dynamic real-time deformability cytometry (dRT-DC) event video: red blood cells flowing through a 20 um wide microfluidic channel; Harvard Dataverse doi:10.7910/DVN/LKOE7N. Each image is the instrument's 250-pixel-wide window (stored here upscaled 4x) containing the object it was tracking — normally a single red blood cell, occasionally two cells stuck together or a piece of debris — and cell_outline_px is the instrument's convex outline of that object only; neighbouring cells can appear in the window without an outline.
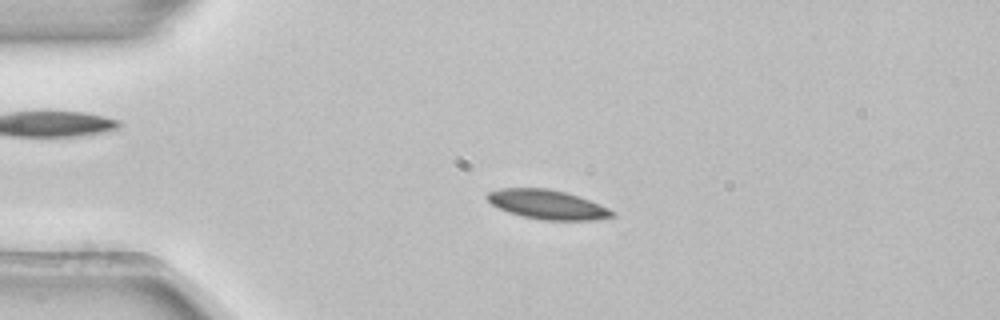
{"species": "common noctule bat (a hibernating species)", "species_latin": "Nyctalus noctula", "temperature_condition": "room temperature", "stored_images_in_passage": 50, "camera_frame_rate_fps": 3000, "um_per_image_px": 0.085, "animal": {"sex": "female", "body_mass_g": 22.7, "forearm_length_mm": 54.2}, "frame": {"image": 1, "passage_image": 12, "time_ms": 3.667, "image_size_px": [1000, 320], "cell_outline_px": [[616, 216], [592, 220], [544, 220], [524, 216], [508, 212], [492, 204], [484, 196], [488, 192], [500, 188], [548, 188], [564, 192], [588, 200], [608, 208], [616, 212]], "centroid_in_image_um": [46.51, 17.38], "position_along_channel_um": 38.5, "area_um2": 21.1}}
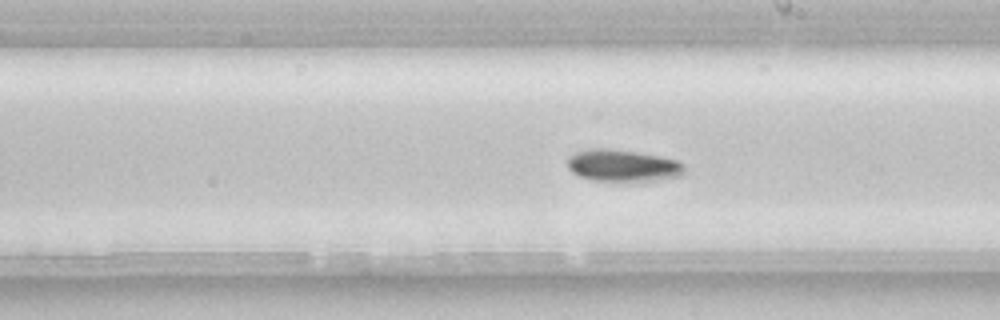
{"frame": {"image": 2, "passage_image": 30, "time_ms": 9.667, "image_size_px": [1000, 320], "cell_outline_px": [[684, 172], [680, 176], [656, 180], [592, 180], [580, 176], [572, 172], [568, 168], [568, 156], [576, 152], [592, 148], [608, 148], [636, 152], [660, 156], [676, 160], [684, 164]], "centroid_in_image_um": [52.92, 14.06], "position_along_channel_um": 236.1, "area_um2": 21.5}}
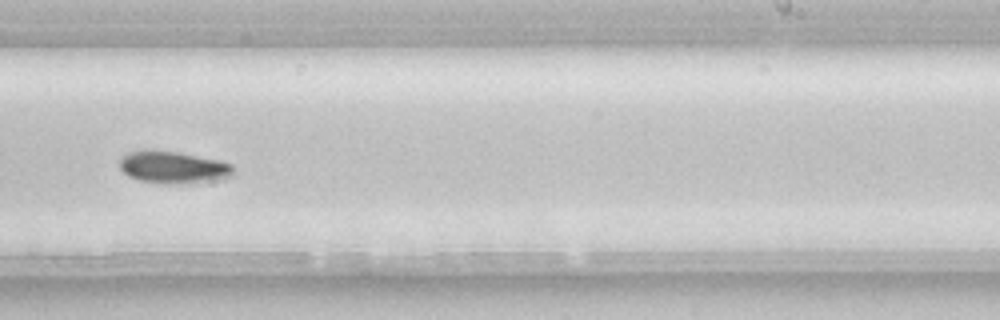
{"frame": {"image": 3, "passage_image": 33, "time_ms": 10.667, "image_size_px": [1000, 320], "cell_outline_px": [[232, 176], [216, 180], [140, 180], [128, 176], [120, 168], [120, 156], [128, 152], [152, 148], [180, 152], [220, 160], [232, 164]], "centroid_in_image_um": [14.67, 14.11], "position_along_channel_um": 274.3, "area_um2": 20.4}, "authors_computed_cell_mechanics": {"area_um2": 20.4034, "velocity_mm_per_s": 3.8563, "shape_relaxation_time_tau1_ms": 1.9763, "shape_relaxation_time_tau2_ms": null, "deformation_change_tau1": 0.0628, "deformation_change_tau2": null}}